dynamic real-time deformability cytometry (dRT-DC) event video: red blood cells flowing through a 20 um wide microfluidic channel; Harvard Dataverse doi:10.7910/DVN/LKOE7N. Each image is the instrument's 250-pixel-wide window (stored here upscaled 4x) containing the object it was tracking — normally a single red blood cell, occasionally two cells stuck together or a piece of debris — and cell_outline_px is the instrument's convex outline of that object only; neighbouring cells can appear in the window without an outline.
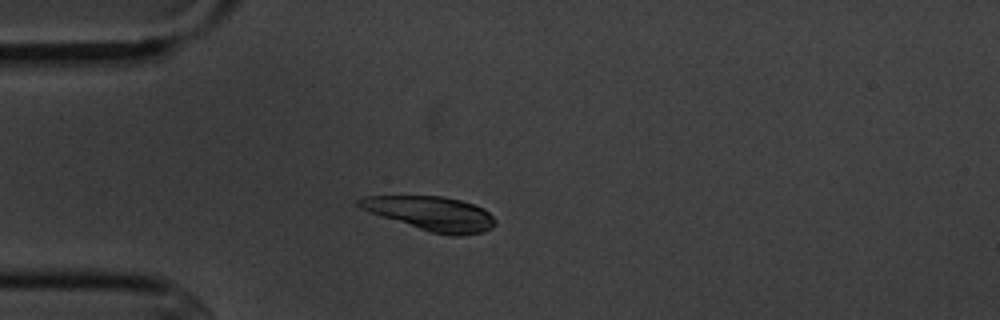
{"species": "common noctule bat (a hibernating species)", "species_latin": "Nyctalus noctula", "temperature_condition": "cold", "stored_images_in_passage": 4, "camera_frame_rate_fps": 3000, "um_per_image_px": 0.085, "animal": {"sex": "male", "body_mass_g": 20.1, "forearm_length_mm": 53.5}, "frame": {"image": 1, "passage_image": 4, "time_ms": 3.333, "image_size_px": [1000, 320], "cell_outline_px": [[496, 224], [492, 228], [484, 232], [460, 236], [452, 236], [432, 232], [360, 208], [356, 204], [356, 200], [364, 196], [440, 196], [460, 200], [484, 208], [496, 220]], "centroid_in_image_um": [36.7, 18.14], "position_along_channel_um": 48.3, "area_um2": 26.65}}